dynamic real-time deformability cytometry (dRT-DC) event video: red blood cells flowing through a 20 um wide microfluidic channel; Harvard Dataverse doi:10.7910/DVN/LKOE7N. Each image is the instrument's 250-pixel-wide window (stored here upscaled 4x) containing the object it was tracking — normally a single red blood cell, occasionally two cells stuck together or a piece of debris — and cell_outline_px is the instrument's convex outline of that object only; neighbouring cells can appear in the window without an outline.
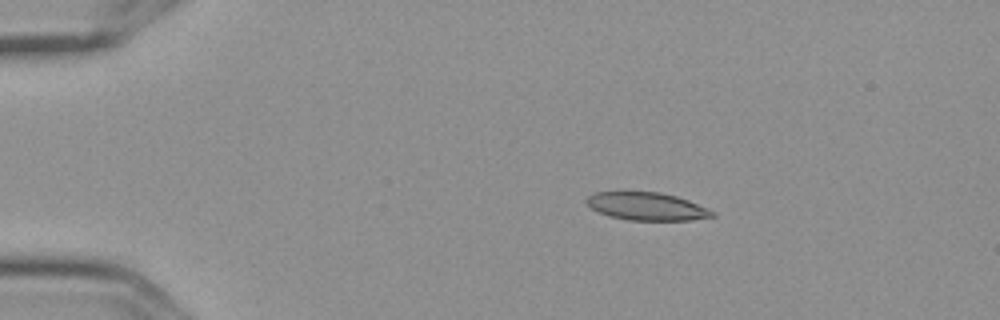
{"species": "Egyptian fruit bat (a non-hibernating species)", "species_latin": "Rousettus aegyptiacus", "temperature_condition": "cold", "stored_images_in_passage": 5, "camera_frame_rate_fps": 3000, "um_per_image_px": 0.085, "frame": {"image": 1, "passage_image": 3, "time_ms": 0.667, "image_size_px": [1000, 320], "cell_outline_px": [[716, 216], [692, 220], [628, 220], [608, 216], [592, 208], [584, 200], [588, 196], [596, 192], [660, 192], [676, 196], [688, 200], [708, 208], [716, 212]], "centroid_in_image_um": [55.01, 17.54], "position_along_channel_um": 30.0, "area_um2": 20.4}}